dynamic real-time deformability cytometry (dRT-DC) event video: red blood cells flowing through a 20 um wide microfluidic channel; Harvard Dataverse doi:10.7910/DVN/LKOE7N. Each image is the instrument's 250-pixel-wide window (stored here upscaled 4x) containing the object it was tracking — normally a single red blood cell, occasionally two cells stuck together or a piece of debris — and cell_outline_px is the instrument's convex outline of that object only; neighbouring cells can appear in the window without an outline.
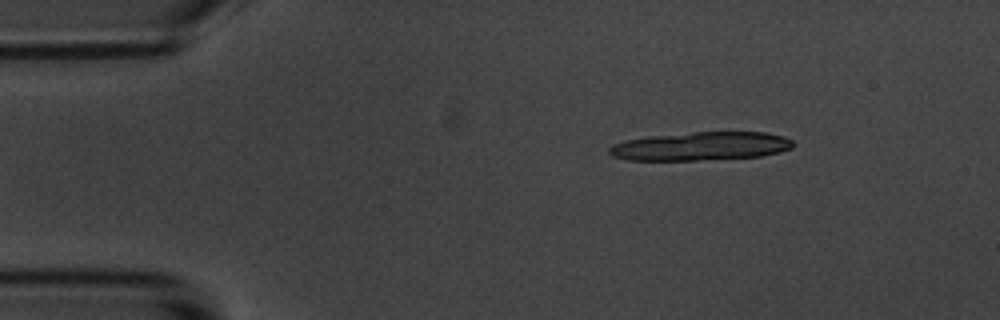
{"species": "common noctule bat (a hibernating species)", "species_latin": "Nyctalus noctula", "temperature_condition": "room temperature", "stored_images_in_passage": 9, "camera_frame_rate_fps": 3000, "um_per_image_px": 0.085, "animal": {"sex": "male", "body_mass_g": 20.1, "forearm_length_mm": 53.5}, "frame": {"image": 1, "passage_image": 1, "time_ms": 0.0, "image_size_px": [1000, 320], "cell_outline_px": [[792, 148], [780, 152], [760, 156], [696, 160], [628, 160], [612, 156], [608, 152], [608, 148], [612, 144], [624, 140], [652, 136], [692, 132], [764, 132], [784, 136], [792, 140]], "centroid_in_image_um": [59.54, 12.42], "position_along_channel_um": 25.5, "area_um2": 30.46}}
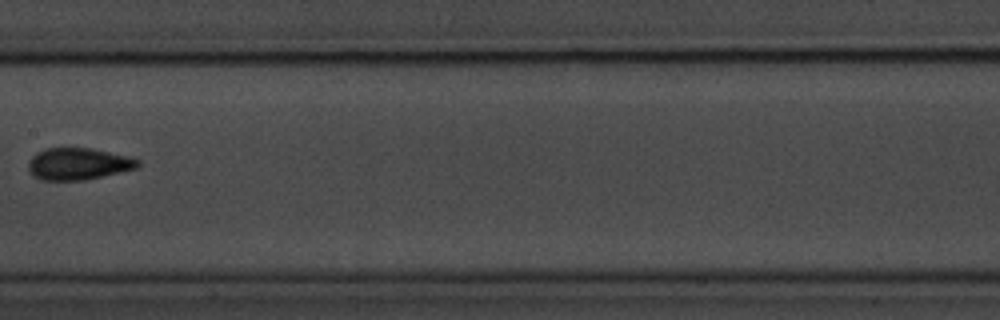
{"frame": {"image": 2, "passage_image": 7, "time_ms": 7.0, "image_size_px": [1000, 320], "cell_outline_px": [[140, 164], [136, 168], [120, 172], [84, 180], [40, 180], [32, 176], [28, 172], [28, 160], [36, 152], [44, 148], [92, 148], [128, 156], [140, 160]], "centroid_in_image_um": [6.6, 13.92], "position_along_channel_um": 200.8, "area_um2": 20.52}}
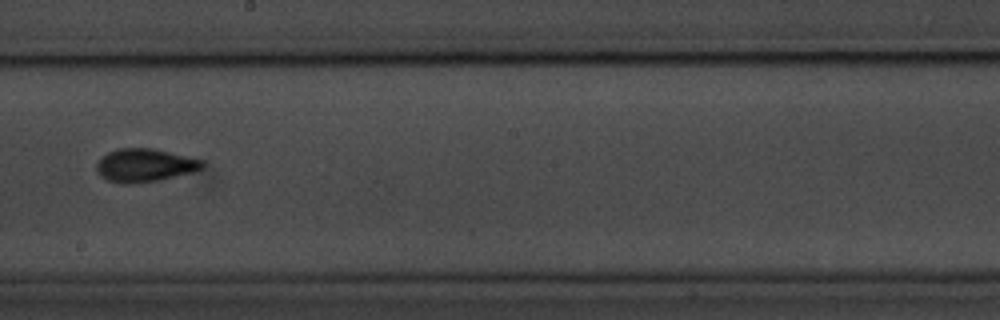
{"frame": {"image": 3, "passage_image": 8, "time_ms": 8.0, "image_size_px": [1000, 320], "cell_outline_px": [[204, 168], [196, 172], [160, 180], [132, 184], [124, 184], [108, 180], [100, 176], [96, 172], [96, 164], [100, 156], [116, 148], [152, 148], [204, 160]], "centroid_in_image_um": [12.3, 14.05], "position_along_channel_um": 235.9, "area_um2": 20.87}}